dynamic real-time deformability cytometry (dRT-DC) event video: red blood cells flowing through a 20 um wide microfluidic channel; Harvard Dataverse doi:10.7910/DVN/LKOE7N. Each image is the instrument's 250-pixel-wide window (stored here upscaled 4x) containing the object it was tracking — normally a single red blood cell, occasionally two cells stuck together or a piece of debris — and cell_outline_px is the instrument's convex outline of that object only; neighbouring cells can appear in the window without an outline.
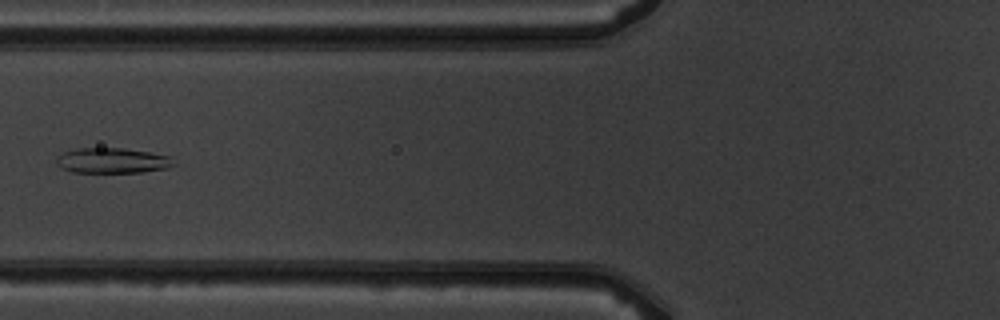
{"species": "common noctule bat (a hibernating species)", "species_latin": "Nyctalus noctula", "temperature_condition": "warm", "stored_images_in_passage": 7, "camera_frame_rate_fps": 3000, "um_per_image_px": 0.085, "animal": {"sex": "male", "body_mass_g": 19.5, "forearm_length_mm": 54.6}, "frame": {"image": 1, "passage_image": 7, "time_ms": 7.0, "image_size_px": [1000, 320], "cell_outline_px": [[176, 164], [168, 168], [140, 172], [72, 172], [56, 164], [56, 156], [64, 152], [76, 148], [124, 148], [172, 156]], "centroid_in_image_um": [9.57, 13.64], "position_along_channel_um": 116.2, "area_um2": 17.34}}